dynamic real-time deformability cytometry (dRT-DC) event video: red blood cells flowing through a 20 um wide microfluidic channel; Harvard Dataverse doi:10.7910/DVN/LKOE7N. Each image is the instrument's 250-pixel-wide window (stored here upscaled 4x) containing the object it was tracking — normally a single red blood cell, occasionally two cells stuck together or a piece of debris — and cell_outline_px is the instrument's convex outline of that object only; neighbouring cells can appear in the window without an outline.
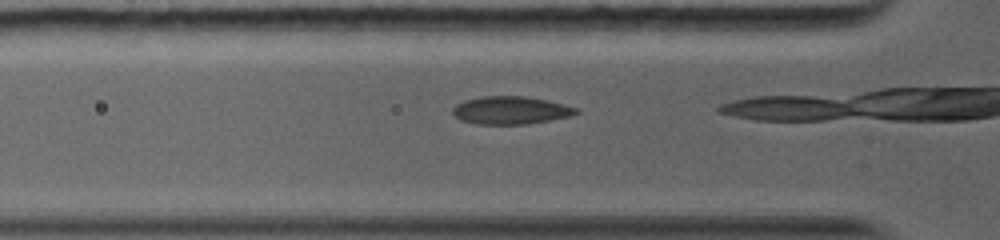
{"species": "common noctule bat (a hibernating species)", "species_latin": "Nyctalus noctula", "temperature_condition": "warm", "stored_images_in_passage": 6, "camera_frame_rate_fps": 5000, "um_per_image_px": 0.085, "animal": {"sex": "female", "body_mass_g": 19.0, "forearm_length_mm": 56.7}, "frame": {"image": 1, "passage_image": 3, "time_ms": 0.8, "image_size_px": [1000, 240], "cell_outline_px": [[580, 112], [572, 116], [524, 124], [476, 124], [460, 120], [452, 112], [452, 108], [456, 104], [464, 100], [484, 96], [524, 96], [544, 100], [580, 108]], "centroid_in_image_um": [43.4, 9.37], "position_along_channel_um": 82.4, "area_um2": 19.94}}